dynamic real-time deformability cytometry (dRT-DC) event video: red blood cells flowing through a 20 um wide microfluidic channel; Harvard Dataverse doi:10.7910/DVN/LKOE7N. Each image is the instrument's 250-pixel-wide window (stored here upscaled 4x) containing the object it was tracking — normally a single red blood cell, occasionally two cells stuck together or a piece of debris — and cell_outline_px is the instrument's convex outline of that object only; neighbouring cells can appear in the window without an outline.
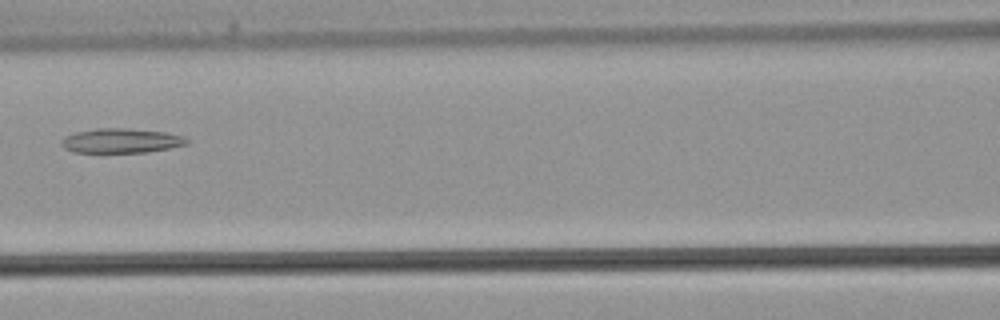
{"species": "common noctule bat (a hibernating species)", "species_latin": "Nyctalus noctula", "temperature_condition": "warm", "stored_images_in_passage": 25, "camera_frame_rate_fps": 3000, "um_per_image_px": 0.085, "animal": {"sex": "male", "body_mass_g": 21.5, "forearm_length_mm": 52.0}, "frame": {"image": 1, "passage_image": 8, "time_ms": 2.333, "image_size_px": [1000, 320], "cell_outline_px": [[192, 140], [188, 144], [168, 148], [144, 152], [76, 152], [64, 148], [60, 144], [60, 140], [64, 136], [76, 132], [96, 128], [124, 128], [164, 132], [184, 136]], "centroid_in_image_um": [10.3, 11.95], "position_along_channel_um": 156.3, "area_um2": 17.92}}